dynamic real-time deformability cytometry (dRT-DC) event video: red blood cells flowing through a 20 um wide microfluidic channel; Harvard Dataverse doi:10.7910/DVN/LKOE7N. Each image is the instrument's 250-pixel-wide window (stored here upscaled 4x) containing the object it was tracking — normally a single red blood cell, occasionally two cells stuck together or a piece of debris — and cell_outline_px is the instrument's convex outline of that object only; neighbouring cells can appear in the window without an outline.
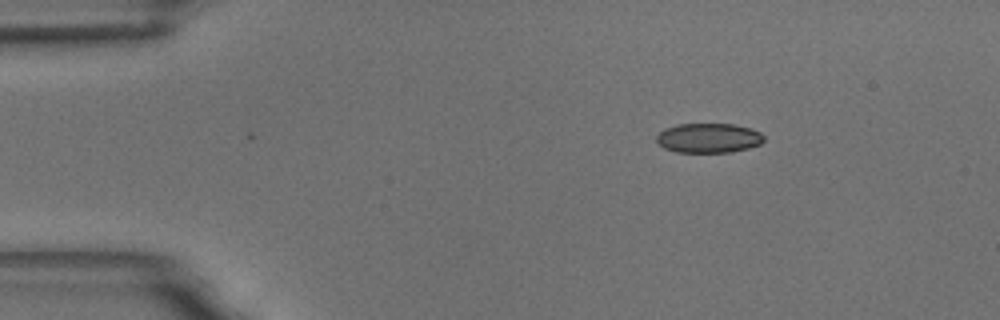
{"species": "common noctule bat (a hibernating species)", "species_latin": "Nyctalus noctula", "temperature_condition": "room temperature", "stored_images_in_passage": 51, "camera_frame_rate_fps": 3000, "um_per_image_px": 0.085, "animal": {"sex": "male", "body_mass_g": 18.8}, "frame": {"image": 1, "passage_image": 1, "time_ms": 0.0, "image_size_px": [1000, 320], "cell_outline_px": [[764, 140], [760, 144], [748, 148], [732, 152], [676, 152], [664, 148], [656, 140], [656, 136], [664, 128], [676, 124], [732, 124], [748, 128], [760, 132], [764, 136]], "centroid_in_image_um": [60.21, 11.73], "position_along_channel_um": 24.8, "area_um2": 18.5}}
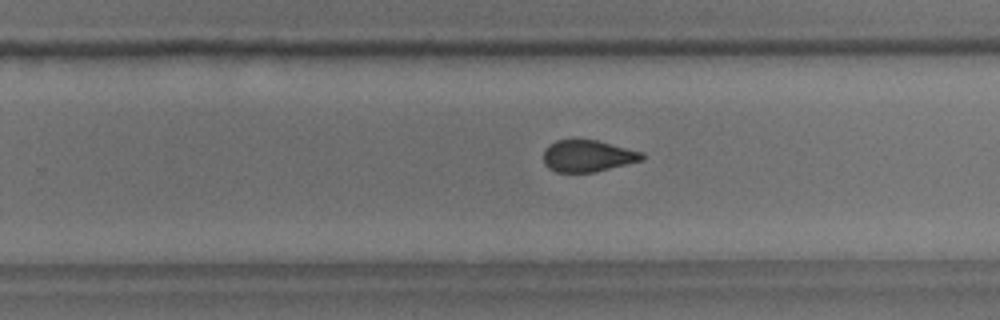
{"frame": {"image": 2, "passage_image": 29, "time_ms": 9.333, "image_size_px": [1000, 320], "cell_outline_px": [[644, 160], [596, 172], [556, 172], [548, 168], [544, 164], [544, 148], [548, 144], [556, 140], [596, 140], [644, 152]], "centroid_in_image_um": [49.96, 13.26], "position_along_channel_um": 279.8, "area_um2": 18.38}}
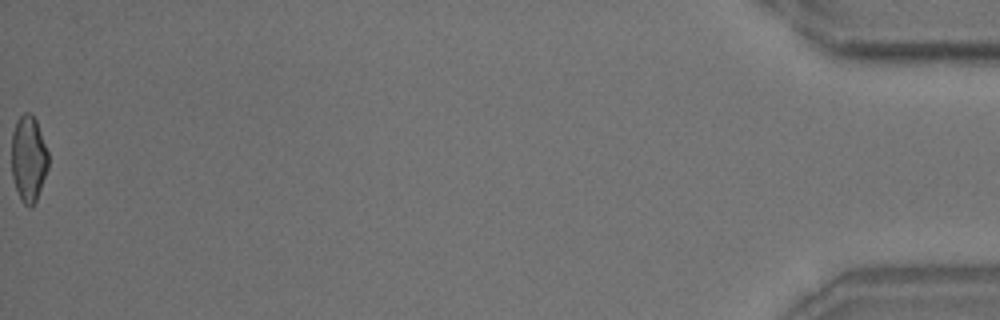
{"frame": {"image": 3, "passage_image": 51, "time_ms": 16.667, "image_size_px": [1000, 320], "cell_outline_px": [[48, 168], [36, 200], [32, 208], [28, 208], [20, 200], [12, 176], [12, 132], [16, 120], [24, 112], [32, 112], [36, 120], [48, 152]], "centroid_in_image_um": [2.42, 13.48], "position_along_channel_um": 432.8, "area_um2": 18.55}, "authors_computed_cell_mechanics": {"area_um2": 19.363, "velocity_mm_per_s": 3.4535, "shape_relaxation_time_tau1_ms": 5.7532, "shape_relaxation_time_tau2_ms": 1.6702, "deformation_change_tau1": 0.1306, "deformation_change_tau2": 0.0565}}